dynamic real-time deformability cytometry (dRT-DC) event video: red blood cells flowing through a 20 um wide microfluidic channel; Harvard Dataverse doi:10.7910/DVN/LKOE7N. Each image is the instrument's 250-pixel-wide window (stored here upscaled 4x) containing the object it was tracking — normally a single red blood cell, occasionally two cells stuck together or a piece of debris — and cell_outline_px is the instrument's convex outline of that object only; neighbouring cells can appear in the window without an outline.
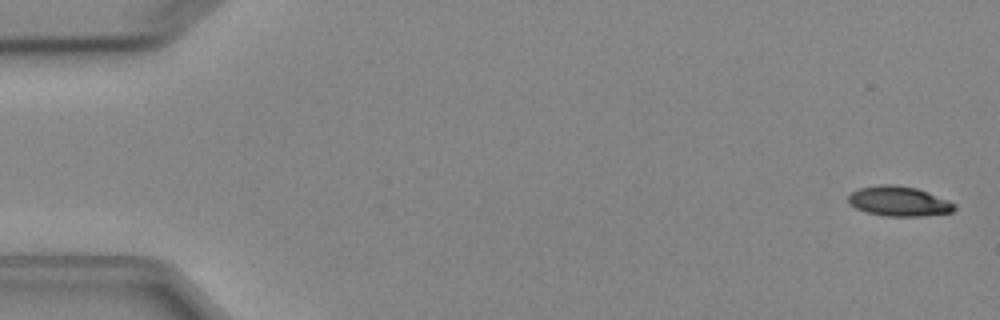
{"species": "Egyptian fruit bat (a non-hibernating species)", "species_latin": "Rousettus aegyptiacus", "temperature_condition": "cold", "stored_images_in_passage": 5, "camera_frame_rate_fps": 3000, "um_per_image_px": 0.085, "animal": {"sex": "female"}, "frame": {"image": 1, "passage_image": 1, "time_ms": 0.0, "image_size_px": [1000, 320], "cell_outline_px": [[956, 208], [952, 212], [924, 216], [888, 216], [868, 212], [856, 208], [848, 204], [848, 196], [852, 192], [860, 188], [880, 184], [896, 184], [916, 188], [948, 200], [956, 204]], "centroid_in_image_um": [76.41, 17.1], "position_along_channel_um": 8.6, "area_um2": 18.44}}
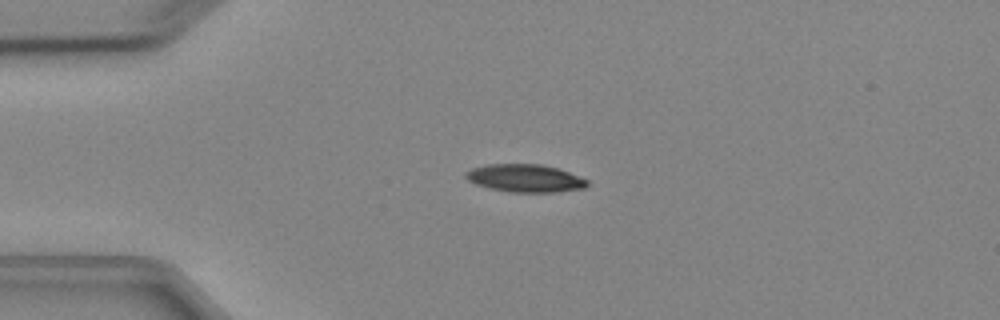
{"frame": {"image": 2, "passage_image": 4, "time_ms": 3.667, "image_size_px": [1000, 320], "cell_outline_px": [[588, 184], [584, 188], [556, 192], [508, 192], [488, 188], [476, 184], [468, 180], [464, 176], [464, 172], [472, 168], [488, 164], [540, 164], [560, 168], [588, 180]], "centroid_in_image_um": [44.62, 15.14], "position_along_channel_um": 40.4, "area_um2": 19.83}}